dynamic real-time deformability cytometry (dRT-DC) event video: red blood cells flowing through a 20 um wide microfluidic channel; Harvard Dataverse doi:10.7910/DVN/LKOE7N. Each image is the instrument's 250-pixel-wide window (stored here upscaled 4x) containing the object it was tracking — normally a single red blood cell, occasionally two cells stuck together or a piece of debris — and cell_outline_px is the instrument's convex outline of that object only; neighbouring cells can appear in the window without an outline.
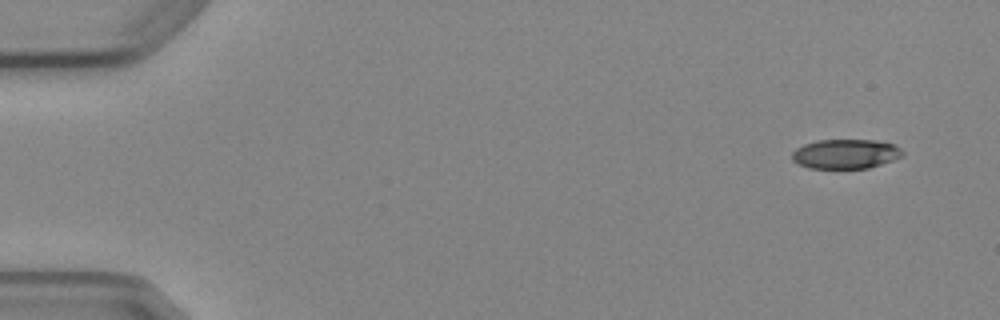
{"species": "Egyptian fruit bat (a non-hibernating species)", "species_latin": "Rousettus aegyptiacus", "temperature_condition": "cold", "stored_images_in_passage": 5, "camera_frame_rate_fps": 3000, "um_per_image_px": 0.085, "animal": {"sex": "female"}, "frame": {"image": 1, "passage_image": 1, "time_ms": 0.0, "image_size_px": [1000, 320], "cell_outline_px": [[904, 156], [868, 168], [808, 168], [792, 160], [792, 152], [796, 148], [804, 144], [816, 140], [876, 140], [896, 144], [904, 152]], "centroid_in_image_um": [71.89, 13.07], "position_along_channel_um": 13.1, "area_um2": 19.07}}